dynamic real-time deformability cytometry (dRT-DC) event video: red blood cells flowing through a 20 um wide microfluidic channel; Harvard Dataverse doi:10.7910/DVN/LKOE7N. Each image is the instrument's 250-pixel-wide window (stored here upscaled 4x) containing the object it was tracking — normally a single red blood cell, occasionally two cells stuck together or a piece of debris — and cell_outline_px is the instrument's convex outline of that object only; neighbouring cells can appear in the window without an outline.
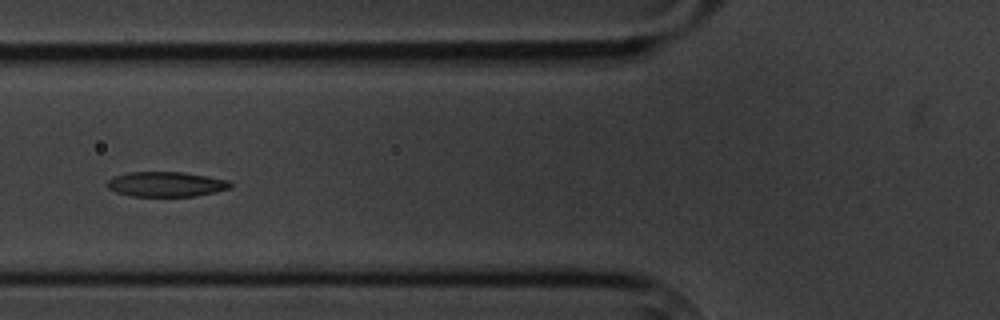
{"species": "common noctule bat (a hibernating species)", "species_latin": "Nyctalus noctula", "temperature_condition": "cold", "stored_images_in_passage": 7, "camera_frame_rate_fps": 3000, "um_per_image_px": 0.085, "animal": {"sex": "male", "body_mass_g": 20.1, "forearm_length_mm": 53.5}, "frame": {"image": 1, "passage_image": 7, "time_ms": 6.667, "image_size_px": [1000, 320], "cell_outline_px": [[232, 188], [216, 192], [196, 196], [132, 196], [116, 192], [108, 188], [104, 184], [112, 176], [128, 172], [184, 172], [208, 176], [228, 180], [232, 184]], "centroid_in_image_um": [14.11, 15.65], "position_along_channel_um": 111.7, "area_um2": 18.15}}